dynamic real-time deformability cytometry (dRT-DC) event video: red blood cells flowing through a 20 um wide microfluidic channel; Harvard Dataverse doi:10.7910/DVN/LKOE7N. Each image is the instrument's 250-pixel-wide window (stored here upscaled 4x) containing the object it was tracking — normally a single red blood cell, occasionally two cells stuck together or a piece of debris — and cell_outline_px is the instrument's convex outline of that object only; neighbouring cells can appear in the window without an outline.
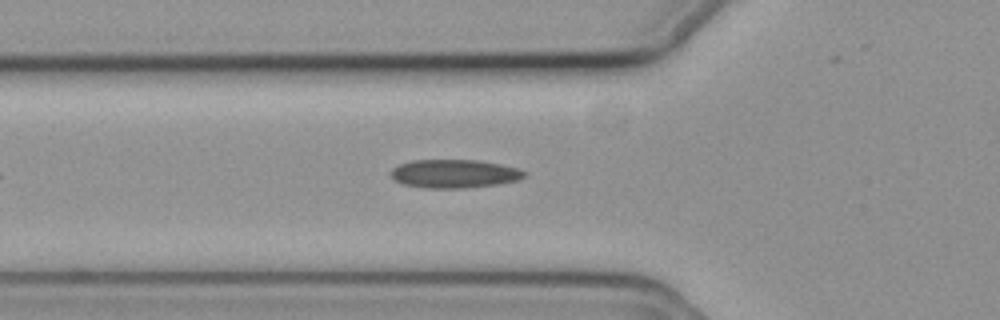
{"species": "common noctule bat (a hibernating species)", "species_latin": "Nyctalus noctula", "temperature_condition": "cold", "stored_images_in_passage": 30, "camera_frame_rate_fps": 3000, "um_per_image_px": 0.085, "animal": {"sex": "female", "body_mass_g": 19.3, "forearm_length_mm": 54.1}, "frame": {"image": 1, "passage_image": 9, "time_ms": 2.667, "image_size_px": [1000, 320], "cell_outline_px": [[528, 172], [520, 180], [496, 184], [468, 188], [424, 188], [400, 184], [388, 172], [392, 168], [400, 164], [412, 160], [480, 160], [500, 164], [516, 168]], "centroid_in_image_um": [38.6, 14.77], "position_along_channel_um": 87.2, "area_um2": 22.31}}
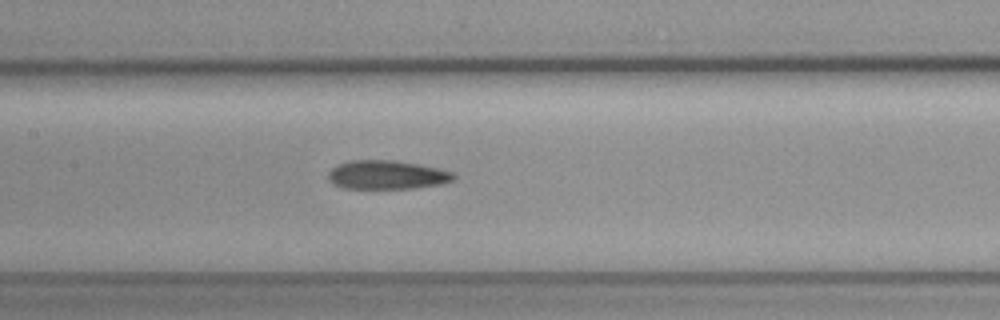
{"frame": {"image": 2, "passage_image": 16, "time_ms": 5.0, "image_size_px": [1000, 320], "cell_outline_px": [[456, 176], [452, 180], [440, 184], [412, 188], [344, 188], [328, 180], [328, 172], [336, 164], [352, 160], [396, 160], [420, 164], [452, 172]], "centroid_in_image_um": [32.86, 14.85], "position_along_channel_um": 174.5, "area_um2": 20.92}}
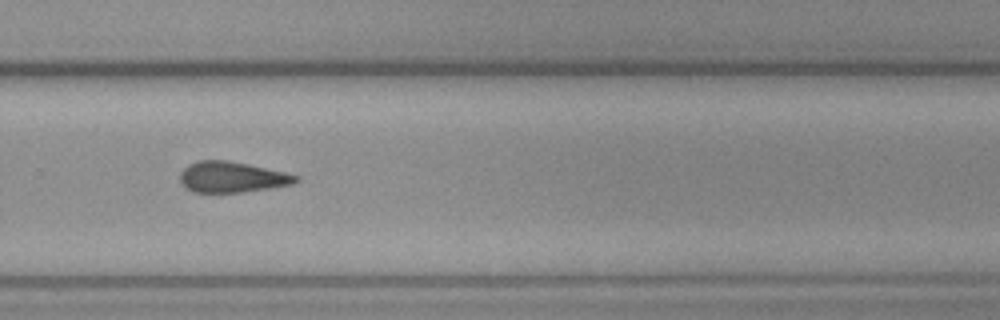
{"frame": {"image": 3, "passage_image": 27, "time_ms": 8.667, "image_size_px": [1000, 320], "cell_outline_px": [[300, 180], [292, 184], [244, 192], [192, 192], [180, 180], [180, 172], [188, 164], [196, 160], [224, 160], [248, 164], [284, 172], [300, 176]], "centroid_in_image_um": [19.71, 15.04], "position_along_channel_um": 310.1, "area_um2": 20.63}}